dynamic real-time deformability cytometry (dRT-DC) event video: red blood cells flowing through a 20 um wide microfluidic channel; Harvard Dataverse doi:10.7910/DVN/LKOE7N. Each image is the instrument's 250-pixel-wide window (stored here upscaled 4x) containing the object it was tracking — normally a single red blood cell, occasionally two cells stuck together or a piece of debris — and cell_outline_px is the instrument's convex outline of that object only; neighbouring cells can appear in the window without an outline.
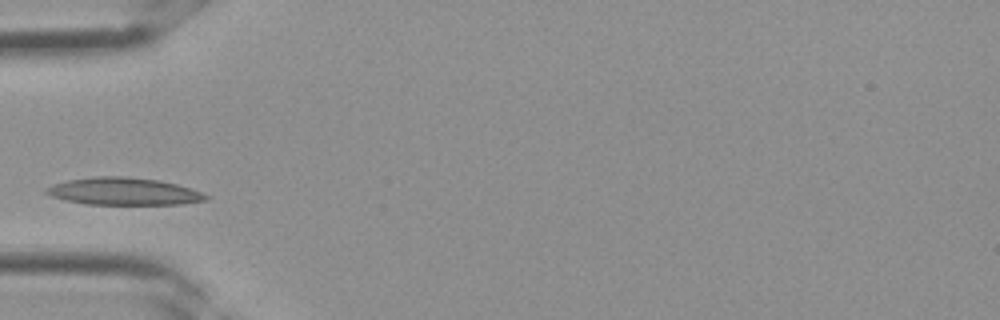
{"species": "Egyptian fruit bat (a non-hibernating species)", "species_latin": "Rousettus aegyptiacus", "temperature_condition": "room temperature", "stored_images_in_passage": 4, "camera_frame_rate_fps": 3000, "um_per_image_px": 0.085, "frame": {"image": 1, "passage_image": 4, "time_ms": 1.0, "image_size_px": [1000, 320], "cell_outline_px": [[208, 200], [180, 204], [84, 204], [64, 200], [52, 196], [44, 192], [44, 188], [52, 184], [68, 180], [96, 176], [124, 176], [160, 180], [192, 188], [208, 196]], "centroid_in_image_um": [10.48, 16.26], "position_along_channel_um": 74.5, "area_um2": 25.49}}